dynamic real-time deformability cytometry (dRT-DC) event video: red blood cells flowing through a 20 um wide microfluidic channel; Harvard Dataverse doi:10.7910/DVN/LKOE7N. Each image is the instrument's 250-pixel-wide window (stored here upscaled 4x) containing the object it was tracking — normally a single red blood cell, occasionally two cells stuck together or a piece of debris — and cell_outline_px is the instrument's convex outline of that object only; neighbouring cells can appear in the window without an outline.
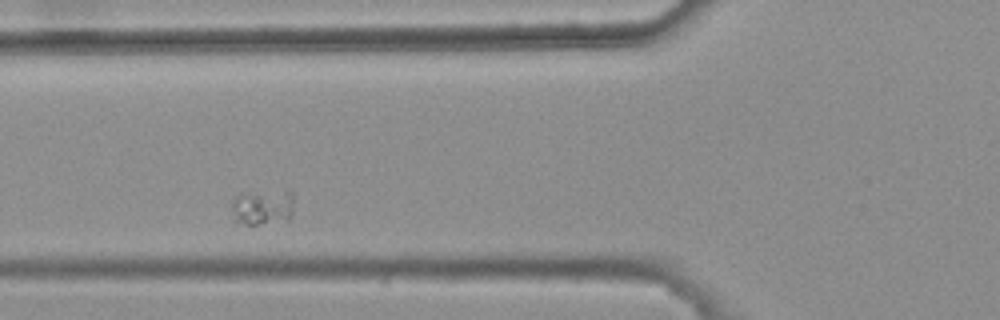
{"species": "common noctule bat (a hibernating species)", "species_latin": "Nyctalus noctula", "temperature_condition": "warm", "stored_images_in_passage": 2, "camera_frame_rate_fps": 3000, "um_per_image_px": 0.085, "animal": {"sex": "female", "body_mass_g": 25.1}, "frame": {"image": 1, "passage_image": 2, "time_ms": 0.333, "image_size_px": [1000, 320], "cell_outline_px": [[292, 212], [288, 216], [256, 224], [248, 224], [232, 220], [232, 204], [236, 196], [248, 192], [288, 188], [292, 192]], "centroid_in_image_um": [22.29, 17.51], "position_along_channel_um": 103.5, "area_um2": 12.66}}